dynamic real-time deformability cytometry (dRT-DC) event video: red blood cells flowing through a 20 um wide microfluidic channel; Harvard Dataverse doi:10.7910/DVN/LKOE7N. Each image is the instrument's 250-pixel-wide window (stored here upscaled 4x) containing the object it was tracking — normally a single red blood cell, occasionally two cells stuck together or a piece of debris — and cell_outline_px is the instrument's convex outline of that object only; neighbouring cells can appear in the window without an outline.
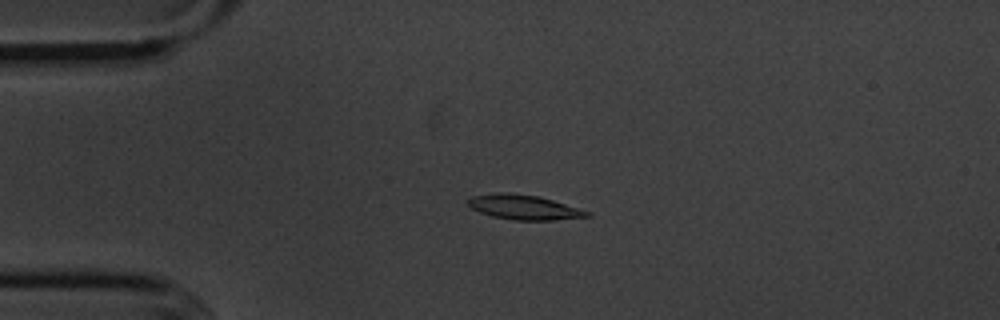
{"species": "common noctule bat (a hibernating species)", "species_latin": "Nyctalus noctula", "temperature_condition": "cold", "stored_images_in_passage": 5, "camera_frame_rate_fps": 3000, "um_per_image_px": 0.085, "animal": {"sex": "male", "body_mass_g": 20.1, "forearm_length_mm": 53.5}, "frame": {"image": 1, "passage_image": 3, "time_ms": 2.333, "image_size_px": [1000, 320], "cell_outline_px": [[592, 216], [556, 220], [512, 220], [492, 216], [480, 212], [472, 208], [468, 204], [468, 200], [472, 196], [496, 192], [508, 192], [540, 196], [592, 212]], "centroid_in_image_um": [44.57, 17.61], "position_along_channel_um": 40.4, "area_um2": 17.28}}
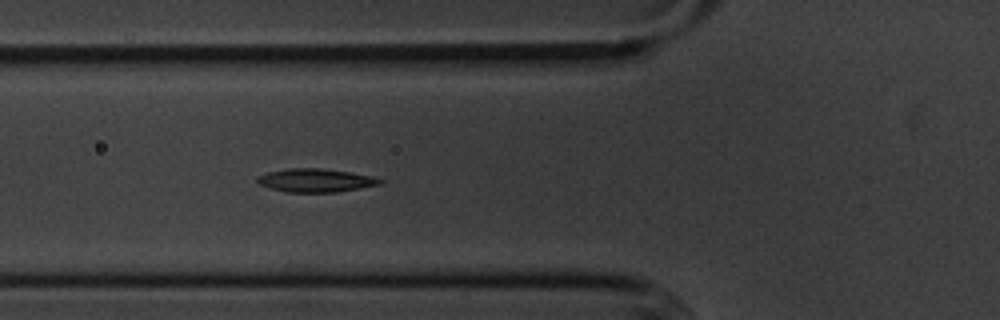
{"frame": {"image": 2, "passage_image": 5, "time_ms": 4.667, "image_size_px": [1000, 320], "cell_outline_px": [[384, 180], [380, 184], [360, 188], [336, 192], [288, 192], [272, 188], [260, 184], [256, 180], [256, 176], [268, 172], [288, 168], [324, 168], [372, 176]], "centroid_in_image_um": [26.82, 15.32], "position_along_channel_um": 99.0, "area_um2": 16.59}}